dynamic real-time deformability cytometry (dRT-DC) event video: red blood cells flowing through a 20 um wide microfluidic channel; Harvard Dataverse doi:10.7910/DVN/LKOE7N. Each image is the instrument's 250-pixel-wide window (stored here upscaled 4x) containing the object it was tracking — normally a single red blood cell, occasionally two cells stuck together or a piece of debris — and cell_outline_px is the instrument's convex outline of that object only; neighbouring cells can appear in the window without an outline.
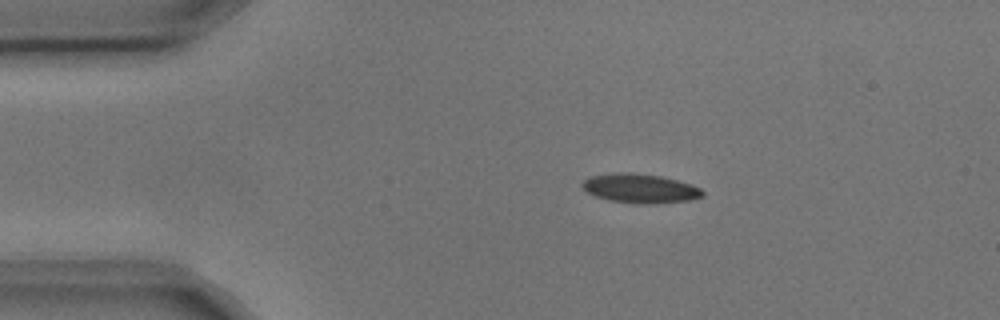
{"species": "common noctule bat (a hibernating species)", "species_latin": "Nyctalus noctula", "temperature_condition": "cold", "stored_images_in_passage": 3, "camera_frame_rate_fps": 3000, "um_per_image_px": 0.085, "animal": {"sex": "male", "body_mass_g": 17.9, "forearm_length_mm": 54.2}, "frame": {"image": 1, "passage_image": 2, "time_ms": 0.333, "image_size_px": [1000, 320], "cell_outline_px": [[704, 196], [692, 200], [644, 204], [640, 204], [608, 200], [596, 196], [588, 192], [580, 184], [584, 180], [592, 176], [624, 172], [628, 172], [660, 176], [692, 184], [700, 188], [704, 192]], "centroid_in_image_um": [54.44, 16.02], "position_along_channel_um": 30.6, "area_um2": 20.23}}